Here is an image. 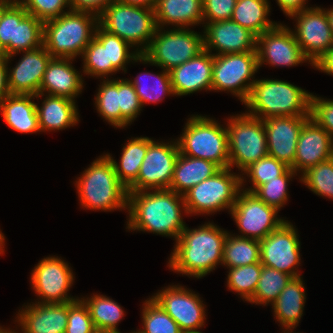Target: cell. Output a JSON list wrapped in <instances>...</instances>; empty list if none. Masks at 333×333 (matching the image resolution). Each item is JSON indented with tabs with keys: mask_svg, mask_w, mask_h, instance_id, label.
<instances>
[{
	"mask_svg": "<svg viewBox=\"0 0 333 333\" xmlns=\"http://www.w3.org/2000/svg\"><path fill=\"white\" fill-rule=\"evenodd\" d=\"M9 59L0 58V102L5 96L10 94L7 83V66L10 63Z\"/></svg>",
	"mask_w": 333,
	"mask_h": 333,
	"instance_id": "cell-53",
	"label": "cell"
},
{
	"mask_svg": "<svg viewBox=\"0 0 333 333\" xmlns=\"http://www.w3.org/2000/svg\"><path fill=\"white\" fill-rule=\"evenodd\" d=\"M257 70V51L213 55L212 91L230 92L244 103Z\"/></svg>",
	"mask_w": 333,
	"mask_h": 333,
	"instance_id": "cell-12",
	"label": "cell"
},
{
	"mask_svg": "<svg viewBox=\"0 0 333 333\" xmlns=\"http://www.w3.org/2000/svg\"><path fill=\"white\" fill-rule=\"evenodd\" d=\"M2 333H19V331L17 332L16 331V329L15 330H10L9 328L8 329H6L4 332H2Z\"/></svg>",
	"mask_w": 333,
	"mask_h": 333,
	"instance_id": "cell-59",
	"label": "cell"
},
{
	"mask_svg": "<svg viewBox=\"0 0 333 333\" xmlns=\"http://www.w3.org/2000/svg\"><path fill=\"white\" fill-rule=\"evenodd\" d=\"M296 226L285 221L277 230L260 240V263L291 275L300 276L301 264L299 235ZM297 267V268H296Z\"/></svg>",
	"mask_w": 333,
	"mask_h": 333,
	"instance_id": "cell-17",
	"label": "cell"
},
{
	"mask_svg": "<svg viewBox=\"0 0 333 333\" xmlns=\"http://www.w3.org/2000/svg\"><path fill=\"white\" fill-rule=\"evenodd\" d=\"M203 25L204 49L213 55L256 51L257 36L231 19Z\"/></svg>",
	"mask_w": 333,
	"mask_h": 333,
	"instance_id": "cell-20",
	"label": "cell"
},
{
	"mask_svg": "<svg viewBox=\"0 0 333 333\" xmlns=\"http://www.w3.org/2000/svg\"><path fill=\"white\" fill-rule=\"evenodd\" d=\"M162 70L163 71L158 74L144 72L137 75L135 79H128V81L134 86L142 107L146 103L148 104L158 103L159 101L161 102L164 96L174 95L169 71L164 69ZM143 78L144 80L145 78H153L154 80L152 79L153 81H151L149 85L147 82V84H145V82L143 83Z\"/></svg>",
	"mask_w": 333,
	"mask_h": 333,
	"instance_id": "cell-38",
	"label": "cell"
},
{
	"mask_svg": "<svg viewBox=\"0 0 333 333\" xmlns=\"http://www.w3.org/2000/svg\"><path fill=\"white\" fill-rule=\"evenodd\" d=\"M313 67L333 76V48L318 60Z\"/></svg>",
	"mask_w": 333,
	"mask_h": 333,
	"instance_id": "cell-54",
	"label": "cell"
},
{
	"mask_svg": "<svg viewBox=\"0 0 333 333\" xmlns=\"http://www.w3.org/2000/svg\"><path fill=\"white\" fill-rule=\"evenodd\" d=\"M310 118L333 138V100H327L311 94Z\"/></svg>",
	"mask_w": 333,
	"mask_h": 333,
	"instance_id": "cell-49",
	"label": "cell"
},
{
	"mask_svg": "<svg viewBox=\"0 0 333 333\" xmlns=\"http://www.w3.org/2000/svg\"><path fill=\"white\" fill-rule=\"evenodd\" d=\"M293 17V18H292ZM289 18L296 22L292 31L305 57L313 66L331 48L333 34L330 28L326 8L309 7L292 14Z\"/></svg>",
	"mask_w": 333,
	"mask_h": 333,
	"instance_id": "cell-15",
	"label": "cell"
},
{
	"mask_svg": "<svg viewBox=\"0 0 333 333\" xmlns=\"http://www.w3.org/2000/svg\"><path fill=\"white\" fill-rule=\"evenodd\" d=\"M295 175L297 173L289 168L282 176L258 186L252 193L267 205L280 211L288 201V183Z\"/></svg>",
	"mask_w": 333,
	"mask_h": 333,
	"instance_id": "cell-45",
	"label": "cell"
},
{
	"mask_svg": "<svg viewBox=\"0 0 333 333\" xmlns=\"http://www.w3.org/2000/svg\"><path fill=\"white\" fill-rule=\"evenodd\" d=\"M292 330H294V328H283L284 333H294Z\"/></svg>",
	"mask_w": 333,
	"mask_h": 333,
	"instance_id": "cell-58",
	"label": "cell"
},
{
	"mask_svg": "<svg viewBox=\"0 0 333 333\" xmlns=\"http://www.w3.org/2000/svg\"><path fill=\"white\" fill-rule=\"evenodd\" d=\"M326 10H327V14H328L330 28H331V31L333 34V8L331 7L330 9H326Z\"/></svg>",
	"mask_w": 333,
	"mask_h": 333,
	"instance_id": "cell-56",
	"label": "cell"
},
{
	"mask_svg": "<svg viewBox=\"0 0 333 333\" xmlns=\"http://www.w3.org/2000/svg\"><path fill=\"white\" fill-rule=\"evenodd\" d=\"M289 168L290 167H288L285 163L267 155L259 159L257 162L252 163L243 171L244 173H240L241 187H243L246 182V178L243 175H247V177L250 178L249 181L252 182V185L249 188L245 189L243 187L241 189L253 192L258 186L282 176Z\"/></svg>",
	"mask_w": 333,
	"mask_h": 333,
	"instance_id": "cell-40",
	"label": "cell"
},
{
	"mask_svg": "<svg viewBox=\"0 0 333 333\" xmlns=\"http://www.w3.org/2000/svg\"><path fill=\"white\" fill-rule=\"evenodd\" d=\"M213 118L192 115L180 138L176 139L180 154L214 162L220 168L229 167L228 133Z\"/></svg>",
	"mask_w": 333,
	"mask_h": 333,
	"instance_id": "cell-6",
	"label": "cell"
},
{
	"mask_svg": "<svg viewBox=\"0 0 333 333\" xmlns=\"http://www.w3.org/2000/svg\"><path fill=\"white\" fill-rule=\"evenodd\" d=\"M99 17L93 13L73 11L44 22L43 46L52 58L75 59L83 54L94 38Z\"/></svg>",
	"mask_w": 333,
	"mask_h": 333,
	"instance_id": "cell-5",
	"label": "cell"
},
{
	"mask_svg": "<svg viewBox=\"0 0 333 333\" xmlns=\"http://www.w3.org/2000/svg\"><path fill=\"white\" fill-rule=\"evenodd\" d=\"M1 230V229H0ZM5 236L4 234L0 231V254H4V247H5Z\"/></svg>",
	"mask_w": 333,
	"mask_h": 333,
	"instance_id": "cell-57",
	"label": "cell"
},
{
	"mask_svg": "<svg viewBox=\"0 0 333 333\" xmlns=\"http://www.w3.org/2000/svg\"><path fill=\"white\" fill-rule=\"evenodd\" d=\"M291 278L287 273L262 265L256 291L249 302L255 305H272Z\"/></svg>",
	"mask_w": 333,
	"mask_h": 333,
	"instance_id": "cell-39",
	"label": "cell"
},
{
	"mask_svg": "<svg viewBox=\"0 0 333 333\" xmlns=\"http://www.w3.org/2000/svg\"><path fill=\"white\" fill-rule=\"evenodd\" d=\"M87 306L96 330L100 333H121L118 323L124 318L123 308L112 298L100 294L80 298Z\"/></svg>",
	"mask_w": 333,
	"mask_h": 333,
	"instance_id": "cell-33",
	"label": "cell"
},
{
	"mask_svg": "<svg viewBox=\"0 0 333 333\" xmlns=\"http://www.w3.org/2000/svg\"><path fill=\"white\" fill-rule=\"evenodd\" d=\"M96 94L95 107L99 115L115 128H123L130 122L121 114L119 100V79H102Z\"/></svg>",
	"mask_w": 333,
	"mask_h": 333,
	"instance_id": "cell-35",
	"label": "cell"
},
{
	"mask_svg": "<svg viewBox=\"0 0 333 333\" xmlns=\"http://www.w3.org/2000/svg\"><path fill=\"white\" fill-rule=\"evenodd\" d=\"M35 95L8 94L0 102L4 122L18 133L40 132Z\"/></svg>",
	"mask_w": 333,
	"mask_h": 333,
	"instance_id": "cell-28",
	"label": "cell"
},
{
	"mask_svg": "<svg viewBox=\"0 0 333 333\" xmlns=\"http://www.w3.org/2000/svg\"><path fill=\"white\" fill-rule=\"evenodd\" d=\"M5 57H6L5 53L2 50V48L0 47V58H5Z\"/></svg>",
	"mask_w": 333,
	"mask_h": 333,
	"instance_id": "cell-60",
	"label": "cell"
},
{
	"mask_svg": "<svg viewBox=\"0 0 333 333\" xmlns=\"http://www.w3.org/2000/svg\"><path fill=\"white\" fill-rule=\"evenodd\" d=\"M164 29L156 28L149 46L134 63H148L170 71L204 50L202 33L199 34L190 28Z\"/></svg>",
	"mask_w": 333,
	"mask_h": 333,
	"instance_id": "cell-7",
	"label": "cell"
},
{
	"mask_svg": "<svg viewBox=\"0 0 333 333\" xmlns=\"http://www.w3.org/2000/svg\"><path fill=\"white\" fill-rule=\"evenodd\" d=\"M28 12L16 0H1L0 47L10 56V41H14L15 21H21Z\"/></svg>",
	"mask_w": 333,
	"mask_h": 333,
	"instance_id": "cell-44",
	"label": "cell"
},
{
	"mask_svg": "<svg viewBox=\"0 0 333 333\" xmlns=\"http://www.w3.org/2000/svg\"><path fill=\"white\" fill-rule=\"evenodd\" d=\"M15 319L19 327L21 326V330H19L21 333H65L68 321V302H32L21 311L19 310Z\"/></svg>",
	"mask_w": 333,
	"mask_h": 333,
	"instance_id": "cell-24",
	"label": "cell"
},
{
	"mask_svg": "<svg viewBox=\"0 0 333 333\" xmlns=\"http://www.w3.org/2000/svg\"><path fill=\"white\" fill-rule=\"evenodd\" d=\"M299 180L316 195L333 199V157L307 169Z\"/></svg>",
	"mask_w": 333,
	"mask_h": 333,
	"instance_id": "cell-43",
	"label": "cell"
},
{
	"mask_svg": "<svg viewBox=\"0 0 333 333\" xmlns=\"http://www.w3.org/2000/svg\"><path fill=\"white\" fill-rule=\"evenodd\" d=\"M65 333H98L89 310L81 299L68 302V321Z\"/></svg>",
	"mask_w": 333,
	"mask_h": 333,
	"instance_id": "cell-47",
	"label": "cell"
},
{
	"mask_svg": "<svg viewBox=\"0 0 333 333\" xmlns=\"http://www.w3.org/2000/svg\"><path fill=\"white\" fill-rule=\"evenodd\" d=\"M99 25L142 54L156 31L155 10L115 1L99 16ZM140 47V48H139Z\"/></svg>",
	"mask_w": 333,
	"mask_h": 333,
	"instance_id": "cell-8",
	"label": "cell"
},
{
	"mask_svg": "<svg viewBox=\"0 0 333 333\" xmlns=\"http://www.w3.org/2000/svg\"><path fill=\"white\" fill-rule=\"evenodd\" d=\"M231 171L230 167L221 168L212 177L188 190L183 195L187 215H212L223 209L230 212L242 188L241 175Z\"/></svg>",
	"mask_w": 333,
	"mask_h": 333,
	"instance_id": "cell-10",
	"label": "cell"
},
{
	"mask_svg": "<svg viewBox=\"0 0 333 333\" xmlns=\"http://www.w3.org/2000/svg\"><path fill=\"white\" fill-rule=\"evenodd\" d=\"M333 157V138L309 118L301 128L291 169L297 174ZM300 171V172H299Z\"/></svg>",
	"mask_w": 333,
	"mask_h": 333,
	"instance_id": "cell-23",
	"label": "cell"
},
{
	"mask_svg": "<svg viewBox=\"0 0 333 333\" xmlns=\"http://www.w3.org/2000/svg\"><path fill=\"white\" fill-rule=\"evenodd\" d=\"M119 100L121 114L132 124L143 107L134 86L127 78H119Z\"/></svg>",
	"mask_w": 333,
	"mask_h": 333,
	"instance_id": "cell-48",
	"label": "cell"
},
{
	"mask_svg": "<svg viewBox=\"0 0 333 333\" xmlns=\"http://www.w3.org/2000/svg\"><path fill=\"white\" fill-rule=\"evenodd\" d=\"M170 315L182 331L205 326L206 307L198 293L180 285H169L151 297Z\"/></svg>",
	"mask_w": 333,
	"mask_h": 333,
	"instance_id": "cell-18",
	"label": "cell"
},
{
	"mask_svg": "<svg viewBox=\"0 0 333 333\" xmlns=\"http://www.w3.org/2000/svg\"><path fill=\"white\" fill-rule=\"evenodd\" d=\"M142 329L136 333H182L179 325L151 297L142 304Z\"/></svg>",
	"mask_w": 333,
	"mask_h": 333,
	"instance_id": "cell-42",
	"label": "cell"
},
{
	"mask_svg": "<svg viewBox=\"0 0 333 333\" xmlns=\"http://www.w3.org/2000/svg\"><path fill=\"white\" fill-rule=\"evenodd\" d=\"M74 59L51 58L46 67L39 94L65 97L75 101L84 86V78L73 66ZM72 61V62H71ZM47 92V93H46Z\"/></svg>",
	"mask_w": 333,
	"mask_h": 333,
	"instance_id": "cell-26",
	"label": "cell"
},
{
	"mask_svg": "<svg viewBox=\"0 0 333 333\" xmlns=\"http://www.w3.org/2000/svg\"><path fill=\"white\" fill-rule=\"evenodd\" d=\"M182 333H203V332L198 330V331H182Z\"/></svg>",
	"mask_w": 333,
	"mask_h": 333,
	"instance_id": "cell-61",
	"label": "cell"
},
{
	"mask_svg": "<svg viewBox=\"0 0 333 333\" xmlns=\"http://www.w3.org/2000/svg\"><path fill=\"white\" fill-rule=\"evenodd\" d=\"M309 118L310 116H280L264 119L268 155L291 168L301 128Z\"/></svg>",
	"mask_w": 333,
	"mask_h": 333,
	"instance_id": "cell-21",
	"label": "cell"
},
{
	"mask_svg": "<svg viewBox=\"0 0 333 333\" xmlns=\"http://www.w3.org/2000/svg\"><path fill=\"white\" fill-rule=\"evenodd\" d=\"M75 180L81 207L91 211L126 210L127 188L119 181L111 158L105 153Z\"/></svg>",
	"mask_w": 333,
	"mask_h": 333,
	"instance_id": "cell-4",
	"label": "cell"
},
{
	"mask_svg": "<svg viewBox=\"0 0 333 333\" xmlns=\"http://www.w3.org/2000/svg\"><path fill=\"white\" fill-rule=\"evenodd\" d=\"M0 17H1V0H0Z\"/></svg>",
	"mask_w": 333,
	"mask_h": 333,
	"instance_id": "cell-63",
	"label": "cell"
},
{
	"mask_svg": "<svg viewBox=\"0 0 333 333\" xmlns=\"http://www.w3.org/2000/svg\"><path fill=\"white\" fill-rule=\"evenodd\" d=\"M6 330V327H2V326H0V333H2V332H4Z\"/></svg>",
	"mask_w": 333,
	"mask_h": 333,
	"instance_id": "cell-62",
	"label": "cell"
},
{
	"mask_svg": "<svg viewBox=\"0 0 333 333\" xmlns=\"http://www.w3.org/2000/svg\"><path fill=\"white\" fill-rule=\"evenodd\" d=\"M154 10L158 28L167 25L175 28L203 25L202 0H158Z\"/></svg>",
	"mask_w": 333,
	"mask_h": 333,
	"instance_id": "cell-29",
	"label": "cell"
},
{
	"mask_svg": "<svg viewBox=\"0 0 333 333\" xmlns=\"http://www.w3.org/2000/svg\"><path fill=\"white\" fill-rule=\"evenodd\" d=\"M43 96L45 98L41 106L36 103L40 132L64 130L78 124V106L74 100L39 93L35 95V98L39 100Z\"/></svg>",
	"mask_w": 333,
	"mask_h": 333,
	"instance_id": "cell-27",
	"label": "cell"
},
{
	"mask_svg": "<svg viewBox=\"0 0 333 333\" xmlns=\"http://www.w3.org/2000/svg\"><path fill=\"white\" fill-rule=\"evenodd\" d=\"M260 263V241L227 234L223 247L222 265L235 268Z\"/></svg>",
	"mask_w": 333,
	"mask_h": 333,
	"instance_id": "cell-36",
	"label": "cell"
},
{
	"mask_svg": "<svg viewBox=\"0 0 333 333\" xmlns=\"http://www.w3.org/2000/svg\"><path fill=\"white\" fill-rule=\"evenodd\" d=\"M258 68L264 63L274 67H292L308 62L292 30L281 23L257 36Z\"/></svg>",
	"mask_w": 333,
	"mask_h": 333,
	"instance_id": "cell-19",
	"label": "cell"
},
{
	"mask_svg": "<svg viewBox=\"0 0 333 333\" xmlns=\"http://www.w3.org/2000/svg\"><path fill=\"white\" fill-rule=\"evenodd\" d=\"M278 212L254 193L241 189L230 214L241 232L237 236L260 241L287 221L277 217Z\"/></svg>",
	"mask_w": 333,
	"mask_h": 333,
	"instance_id": "cell-14",
	"label": "cell"
},
{
	"mask_svg": "<svg viewBox=\"0 0 333 333\" xmlns=\"http://www.w3.org/2000/svg\"><path fill=\"white\" fill-rule=\"evenodd\" d=\"M213 53L203 50L180 66L169 71L175 96L212 90Z\"/></svg>",
	"mask_w": 333,
	"mask_h": 333,
	"instance_id": "cell-25",
	"label": "cell"
},
{
	"mask_svg": "<svg viewBox=\"0 0 333 333\" xmlns=\"http://www.w3.org/2000/svg\"><path fill=\"white\" fill-rule=\"evenodd\" d=\"M127 210L128 230L153 232L176 242L186 227L184 196L170 189L128 192Z\"/></svg>",
	"mask_w": 333,
	"mask_h": 333,
	"instance_id": "cell-1",
	"label": "cell"
},
{
	"mask_svg": "<svg viewBox=\"0 0 333 333\" xmlns=\"http://www.w3.org/2000/svg\"><path fill=\"white\" fill-rule=\"evenodd\" d=\"M148 137H134L122 148L120 163L118 164L113 157L111 158L119 181L128 188L138 177L141 164L147 153Z\"/></svg>",
	"mask_w": 333,
	"mask_h": 333,
	"instance_id": "cell-34",
	"label": "cell"
},
{
	"mask_svg": "<svg viewBox=\"0 0 333 333\" xmlns=\"http://www.w3.org/2000/svg\"><path fill=\"white\" fill-rule=\"evenodd\" d=\"M310 92L287 81L256 79L243 103L250 116L266 119L280 116H310Z\"/></svg>",
	"mask_w": 333,
	"mask_h": 333,
	"instance_id": "cell-3",
	"label": "cell"
},
{
	"mask_svg": "<svg viewBox=\"0 0 333 333\" xmlns=\"http://www.w3.org/2000/svg\"><path fill=\"white\" fill-rule=\"evenodd\" d=\"M203 23L230 20L237 0H202ZM206 21V22H205Z\"/></svg>",
	"mask_w": 333,
	"mask_h": 333,
	"instance_id": "cell-50",
	"label": "cell"
},
{
	"mask_svg": "<svg viewBox=\"0 0 333 333\" xmlns=\"http://www.w3.org/2000/svg\"><path fill=\"white\" fill-rule=\"evenodd\" d=\"M117 0H70V10L89 12L98 17L104 9Z\"/></svg>",
	"mask_w": 333,
	"mask_h": 333,
	"instance_id": "cell-51",
	"label": "cell"
},
{
	"mask_svg": "<svg viewBox=\"0 0 333 333\" xmlns=\"http://www.w3.org/2000/svg\"><path fill=\"white\" fill-rule=\"evenodd\" d=\"M74 273L61 257L49 256L39 261L30 277L31 288L38 296L36 303H64L80 299L68 295ZM40 300V301H39Z\"/></svg>",
	"mask_w": 333,
	"mask_h": 333,
	"instance_id": "cell-16",
	"label": "cell"
},
{
	"mask_svg": "<svg viewBox=\"0 0 333 333\" xmlns=\"http://www.w3.org/2000/svg\"><path fill=\"white\" fill-rule=\"evenodd\" d=\"M220 169L212 161L193 158L179 153L169 189L184 195L192 187L212 177Z\"/></svg>",
	"mask_w": 333,
	"mask_h": 333,
	"instance_id": "cell-31",
	"label": "cell"
},
{
	"mask_svg": "<svg viewBox=\"0 0 333 333\" xmlns=\"http://www.w3.org/2000/svg\"><path fill=\"white\" fill-rule=\"evenodd\" d=\"M117 1L124 4L145 7L153 10L155 9L158 2V0H117Z\"/></svg>",
	"mask_w": 333,
	"mask_h": 333,
	"instance_id": "cell-55",
	"label": "cell"
},
{
	"mask_svg": "<svg viewBox=\"0 0 333 333\" xmlns=\"http://www.w3.org/2000/svg\"><path fill=\"white\" fill-rule=\"evenodd\" d=\"M44 23L32 14H27L21 21H15L14 41H10V56L12 59L16 54L30 51L43 45Z\"/></svg>",
	"mask_w": 333,
	"mask_h": 333,
	"instance_id": "cell-37",
	"label": "cell"
},
{
	"mask_svg": "<svg viewBox=\"0 0 333 333\" xmlns=\"http://www.w3.org/2000/svg\"><path fill=\"white\" fill-rule=\"evenodd\" d=\"M29 13L43 23L70 11V0H17ZM67 11H64L65 8Z\"/></svg>",
	"mask_w": 333,
	"mask_h": 333,
	"instance_id": "cell-46",
	"label": "cell"
},
{
	"mask_svg": "<svg viewBox=\"0 0 333 333\" xmlns=\"http://www.w3.org/2000/svg\"><path fill=\"white\" fill-rule=\"evenodd\" d=\"M270 9L268 0H237L231 20L259 36L278 24L268 19Z\"/></svg>",
	"mask_w": 333,
	"mask_h": 333,
	"instance_id": "cell-32",
	"label": "cell"
},
{
	"mask_svg": "<svg viewBox=\"0 0 333 333\" xmlns=\"http://www.w3.org/2000/svg\"><path fill=\"white\" fill-rule=\"evenodd\" d=\"M229 167L241 173L252 163L268 155L266 131L262 119L247 113L227 118Z\"/></svg>",
	"mask_w": 333,
	"mask_h": 333,
	"instance_id": "cell-9",
	"label": "cell"
},
{
	"mask_svg": "<svg viewBox=\"0 0 333 333\" xmlns=\"http://www.w3.org/2000/svg\"><path fill=\"white\" fill-rule=\"evenodd\" d=\"M283 13L290 17L292 14L309 8L307 0H276Z\"/></svg>",
	"mask_w": 333,
	"mask_h": 333,
	"instance_id": "cell-52",
	"label": "cell"
},
{
	"mask_svg": "<svg viewBox=\"0 0 333 333\" xmlns=\"http://www.w3.org/2000/svg\"><path fill=\"white\" fill-rule=\"evenodd\" d=\"M227 287L249 302L256 291L261 276L262 264L255 263L235 268H227Z\"/></svg>",
	"mask_w": 333,
	"mask_h": 333,
	"instance_id": "cell-41",
	"label": "cell"
},
{
	"mask_svg": "<svg viewBox=\"0 0 333 333\" xmlns=\"http://www.w3.org/2000/svg\"><path fill=\"white\" fill-rule=\"evenodd\" d=\"M228 232L214 223L194 229L185 227L176 240L168 260L175 273L200 279L222 265L223 247Z\"/></svg>",
	"mask_w": 333,
	"mask_h": 333,
	"instance_id": "cell-2",
	"label": "cell"
},
{
	"mask_svg": "<svg viewBox=\"0 0 333 333\" xmlns=\"http://www.w3.org/2000/svg\"><path fill=\"white\" fill-rule=\"evenodd\" d=\"M305 283L301 276L292 277L272 304L274 318L282 328H296L306 302Z\"/></svg>",
	"mask_w": 333,
	"mask_h": 333,
	"instance_id": "cell-30",
	"label": "cell"
},
{
	"mask_svg": "<svg viewBox=\"0 0 333 333\" xmlns=\"http://www.w3.org/2000/svg\"><path fill=\"white\" fill-rule=\"evenodd\" d=\"M179 153L177 140L165 143L148 137L147 153L138 177L127 192L169 189Z\"/></svg>",
	"mask_w": 333,
	"mask_h": 333,
	"instance_id": "cell-13",
	"label": "cell"
},
{
	"mask_svg": "<svg viewBox=\"0 0 333 333\" xmlns=\"http://www.w3.org/2000/svg\"><path fill=\"white\" fill-rule=\"evenodd\" d=\"M23 57L15 67L7 66V83L10 94L37 95L52 56L42 45L39 48L23 51Z\"/></svg>",
	"mask_w": 333,
	"mask_h": 333,
	"instance_id": "cell-22",
	"label": "cell"
},
{
	"mask_svg": "<svg viewBox=\"0 0 333 333\" xmlns=\"http://www.w3.org/2000/svg\"><path fill=\"white\" fill-rule=\"evenodd\" d=\"M132 46L120 37L108 33L100 25L96 27L94 38L82 54L83 73L91 77L108 79L110 74L127 71L126 65L140 55L131 51ZM109 75V76H108ZM107 77V78H106Z\"/></svg>",
	"mask_w": 333,
	"mask_h": 333,
	"instance_id": "cell-11",
	"label": "cell"
}]
</instances>
